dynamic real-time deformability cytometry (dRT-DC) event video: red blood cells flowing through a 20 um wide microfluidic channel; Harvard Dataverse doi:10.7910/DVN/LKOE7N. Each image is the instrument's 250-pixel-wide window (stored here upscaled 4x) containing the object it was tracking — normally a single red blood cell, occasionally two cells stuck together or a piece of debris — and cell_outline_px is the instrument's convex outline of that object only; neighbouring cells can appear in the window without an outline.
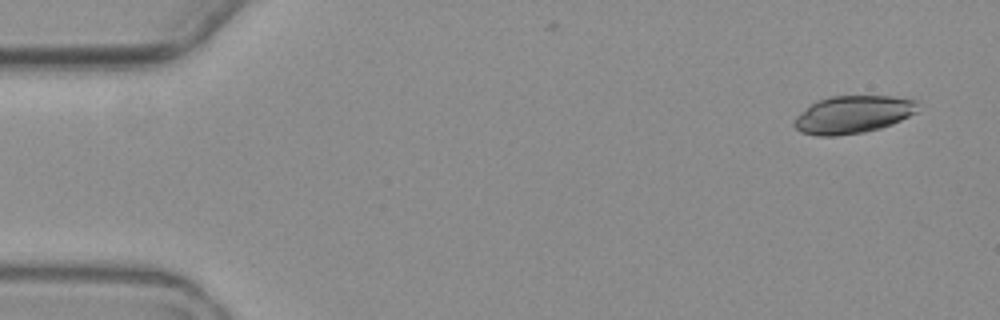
{"species": "common noctule bat (a hibernating species)", "species_latin": "Nyctalus noctula", "temperature_condition": "warm", "stored_images_in_passage": 5, "camera_frame_rate_fps": 3000, "um_per_image_px": 0.085, "animal": {"sex": "female", "body_mass_g": 19.3, "forearm_length_mm": 54.1}, "frame": {"image": 1, "passage_image": 1, "time_ms": 0.0, "image_size_px": [1000, 320], "cell_outline_px": [[916, 112], [892, 124], [880, 128], [864, 132], [836, 136], [816, 136], [800, 132], [792, 124], [796, 116], [816, 100], [828, 96], [892, 96], [916, 100]], "centroid_in_image_um": [72.44, 9.74], "position_along_channel_um": 12.6, "area_um2": 27.11}}
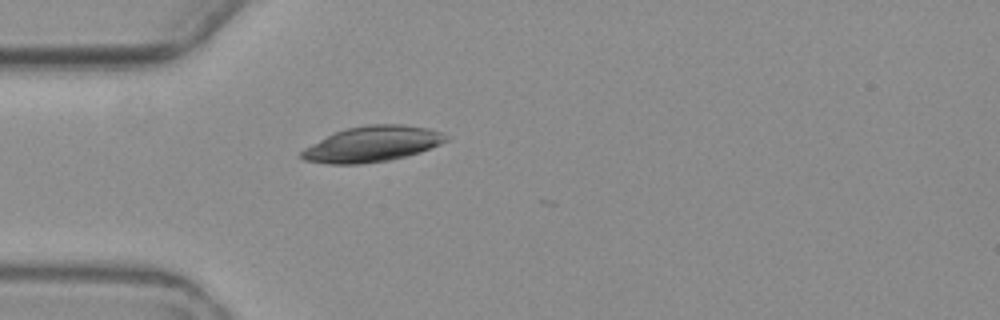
{"frame": {"image": 2, "passage_image": 5, "time_ms": 4.667, "image_size_px": [1000, 320], "cell_outline_px": [[448, 140], [440, 144], [420, 152], [388, 160], [360, 164], [328, 164], [304, 160], [300, 156], [300, 152], [304, 148], [336, 132], [348, 128], [368, 124], [404, 124], [428, 128], [440, 132], [448, 136]], "centroid_in_image_um": [31.65, 12.24], "position_along_channel_um": 53.4, "area_um2": 29.71}}